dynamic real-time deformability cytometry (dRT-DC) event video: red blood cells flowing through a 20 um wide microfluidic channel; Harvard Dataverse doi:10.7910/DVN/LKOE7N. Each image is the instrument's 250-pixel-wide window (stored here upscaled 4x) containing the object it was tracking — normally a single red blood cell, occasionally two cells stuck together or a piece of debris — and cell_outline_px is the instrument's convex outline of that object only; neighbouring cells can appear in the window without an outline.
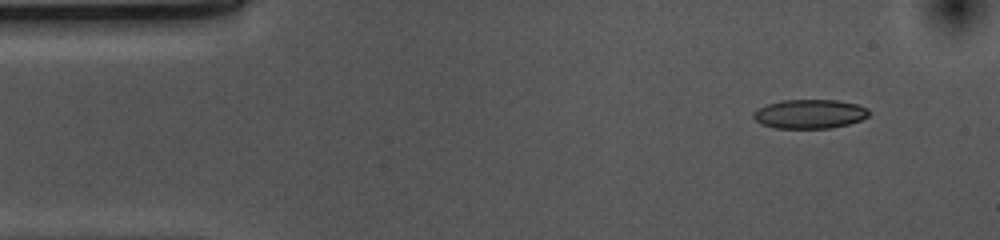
{"species": "common noctule bat (a hibernating species)", "species_latin": "Nyctalus noctula", "temperature_condition": "cold", "stored_images_in_passage": 49, "camera_frame_rate_fps": 3000, "um_per_image_px": 0.085, "animal": {"sex": "female", "body_mass_g": 10.0, "forearm_length_mm": 53.1}, "frame": {"image": 1, "passage_image": 1, "time_ms": 0.0, "image_size_px": [1000, 240], "cell_outline_px": [[868, 116], [860, 120], [848, 124], [832, 128], [776, 128], [760, 124], [752, 116], [752, 112], [768, 104], [784, 100], [836, 100], [856, 104], [868, 108]], "centroid_in_image_um": [68.81, 9.69], "position_along_channel_um": 16.2, "area_um2": 19.48}}
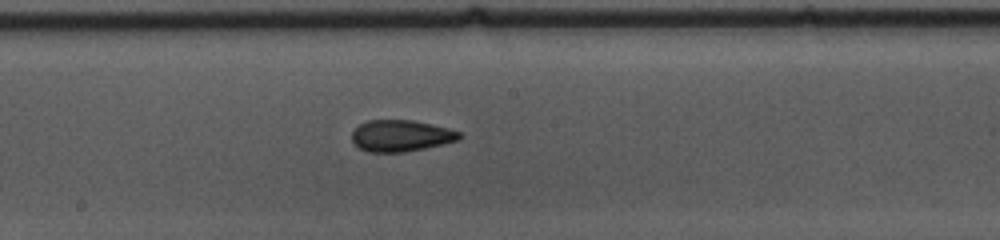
{"frame": {"image": 2, "passage_image": 23, "time_ms": 7.333, "image_size_px": [1000, 240], "cell_outline_px": [[464, 136], [460, 140], [444, 144], [404, 152], [368, 152], [360, 148], [352, 140], [352, 132], [360, 124], [368, 120], [412, 120], [432, 124], [448, 128], [460, 132]], "centroid_in_image_um": [34.12, 11.54], "position_along_channel_um": 214.1, "area_um2": 19.77}}
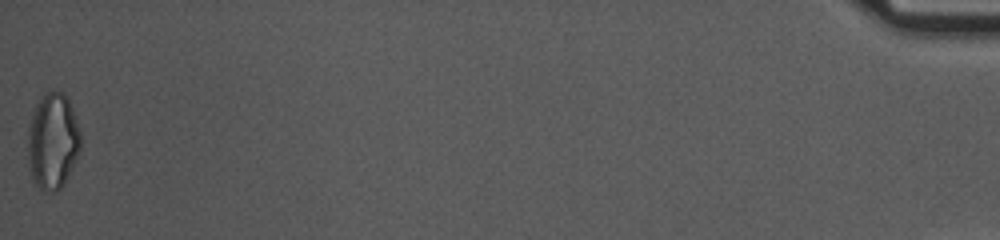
{"frame": {"image": 3, "passage_image": 49, "time_ms": 16.0, "image_size_px": [1000, 240], "cell_outline_px": [[80, 152], [64, 184], [56, 192], [44, 192], [32, 184], [28, 168], [28, 128], [32, 112], [36, 104], [44, 92], [48, 88], [64, 92], [68, 96], [80, 128]], "centroid_in_image_um": [4.47, 11.99], "position_along_channel_um": 430.7, "area_um2": 30.63}, "authors_computed_cell_mechanics": {"area_um2": 20.1722, "velocity_mm_per_s": 3.7116, "shape_relaxation_time_tau1_ms": 6.3918, "shape_relaxation_time_tau2_ms": 3.1784, "deformation_change_tau1": 0.1368, "deformation_change_tau2": 0.0878}}